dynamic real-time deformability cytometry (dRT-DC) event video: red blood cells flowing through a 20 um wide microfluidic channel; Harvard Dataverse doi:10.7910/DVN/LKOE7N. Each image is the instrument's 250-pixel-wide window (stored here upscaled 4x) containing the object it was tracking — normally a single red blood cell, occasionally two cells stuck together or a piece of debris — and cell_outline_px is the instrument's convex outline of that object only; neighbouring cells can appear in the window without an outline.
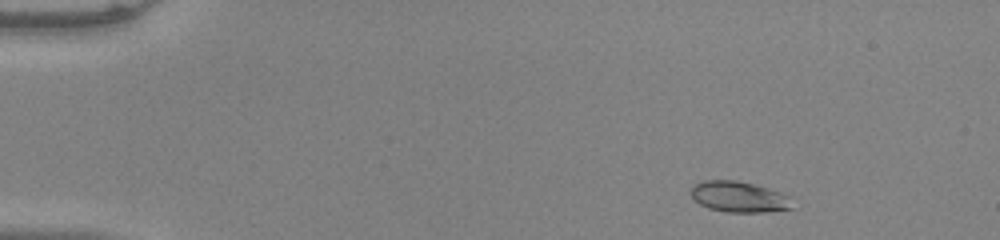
{"species": "common noctule bat (a hibernating species)", "species_latin": "Nyctalus noctula", "temperature_condition": "warm", "stored_images_in_passage": 48, "camera_frame_rate_fps": 3000, "um_per_image_px": 0.085, "animal": {"sex": "male", "body_mass_g": 20.0, "forearm_length_mm": 53.3}, "frame": {"image": 1, "passage_image": 3, "time_ms": 0.667, "image_size_px": [1000, 240], "cell_outline_px": [[792, 208], [764, 212], [728, 212], [708, 208], [700, 204], [692, 196], [692, 184], [704, 180], [736, 180], [768, 188], [780, 192], [788, 196]], "centroid_in_image_um": [62.78, 16.72], "position_along_channel_um": 22.2, "area_um2": 17.98}}
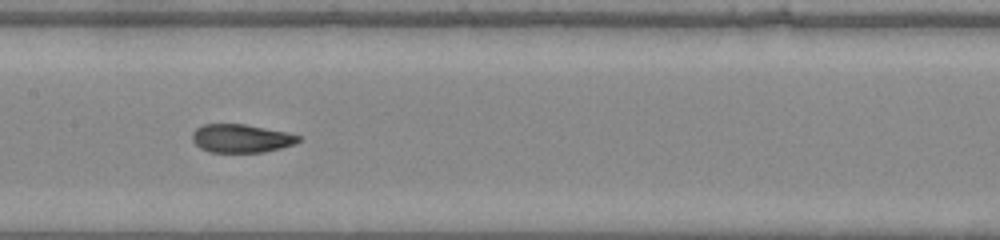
{"frame": {"image": 2, "passage_image": 23, "time_ms": 7.333, "image_size_px": [1000, 240], "cell_outline_px": [[304, 140], [280, 148], [264, 152], [208, 152], [200, 148], [192, 140], [192, 132], [196, 128], [204, 124], [244, 124], [288, 132], [300, 136]], "centroid_in_image_um": [20.5, 11.76], "position_along_channel_um": 186.9, "area_um2": 17.63}}
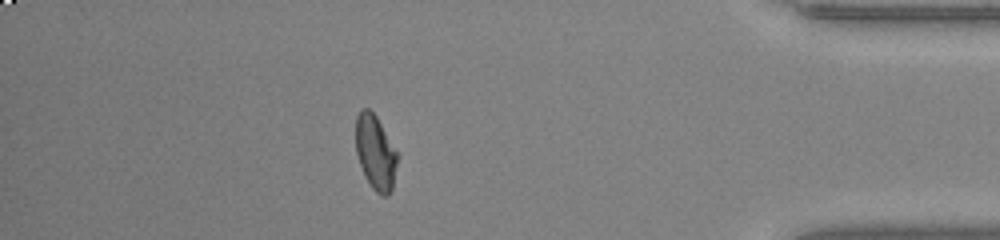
{"frame": {"image": 3, "passage_image": 42, "time_ms": 13.667, "image_size_px": [1000, 240], "cell_outline_px": [[396, 164], [392, 188], [388, 196], [380, 196], [372, 188], [364, 176], [356, 152], [356, 116], [364, 108], [368, 108], [376, 116], [396, 152]], "centroid_in_image_um": [31.88, 12.99], "position_along_channel_um": 403.3, "area_um2": 17.63}, "authors_computed_cell_mechanics": {"area_um2": 18.1781, "velocity_mm_per_s": 4.0034, "shape_relaxation_time_tau1_ms": null, "shape_relaxation_time_tau2_ms": 0.7244, "deformation_change_tau1": null, "deformation_change_tau2": 0.0473}}